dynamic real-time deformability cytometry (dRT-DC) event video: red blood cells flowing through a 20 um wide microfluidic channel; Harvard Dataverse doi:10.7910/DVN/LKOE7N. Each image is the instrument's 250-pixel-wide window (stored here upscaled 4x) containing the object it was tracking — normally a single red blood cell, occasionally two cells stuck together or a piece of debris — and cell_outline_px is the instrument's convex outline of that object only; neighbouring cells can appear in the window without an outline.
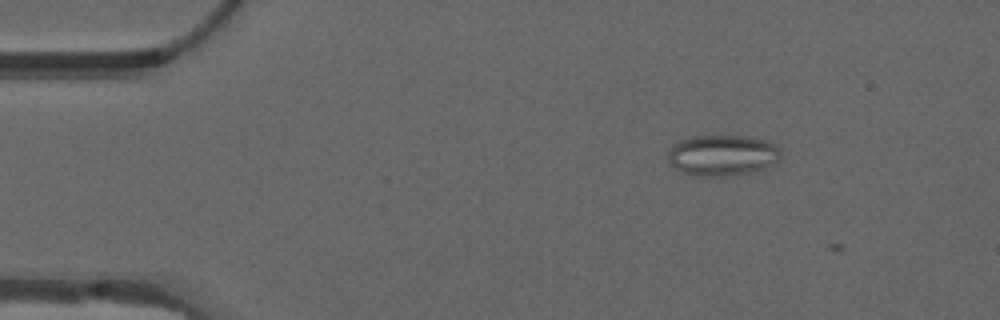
{"species": "common noctule bat (a hibernating species)", "species_latin": "Nyctalus noctula", "temperature_condition": "warm", "stored_images_in_passage": 2, "camera_frame_rate_fps": 3000, "um_per_image_px": 0.085, "animal": {"sex": "male", "forearm_length_mm": 52.5}, "frame": {"image": 1, "passage_image": 1, "time_ms": 0.0, "image_size_px": [1000, 320], "cell_outline_px": [[780, 156], [776, 160], [764, 168], [748, 172], [724, 176], [700, 176], [680, 172], [668, 164], [668, 152], [672, 144], [680, 140], [692, 136], [748, 136], [764, 140], [772, 144], [780, 152]], "centroid_in_image_um": [61.3, 13.19], "position_along_channel_um": 23.7, "area_um2": 26.65}}